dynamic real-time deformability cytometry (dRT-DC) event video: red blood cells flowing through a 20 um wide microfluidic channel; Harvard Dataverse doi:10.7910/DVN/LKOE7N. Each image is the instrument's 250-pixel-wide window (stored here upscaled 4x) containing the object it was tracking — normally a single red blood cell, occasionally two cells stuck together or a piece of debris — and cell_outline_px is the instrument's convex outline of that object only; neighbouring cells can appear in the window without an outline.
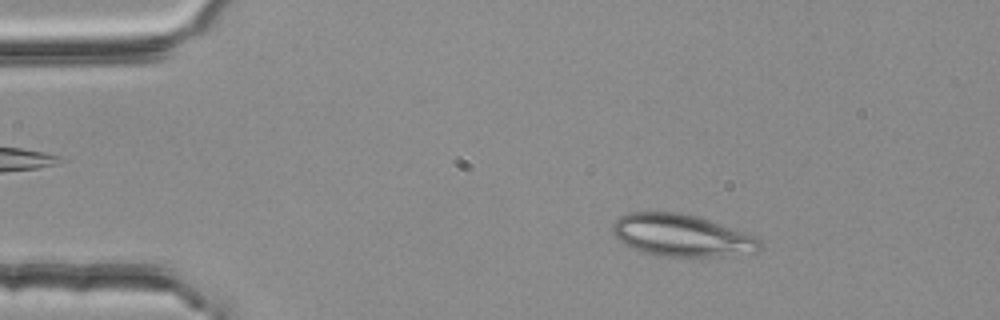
{"species": "common noctule bat (a hibernating species)", "species_latin": "Nyctalus noctula", "temperature_condition": "room temperature", "stored_images_in_passage": 3, "camera_frame_rate_fps": 3000, "um_per_image_px": 0.085, "animal": {"sex": "female", "body_mass_g": 25.1}, "frame": {"image": 1, "passage_image": 1, "time_ms": 0.0, "image_size_px": [1000, 320], "cell_outline_px": [[764, 244], [760, 252], [720, 256], [660, 256], [644, 252], [632, 248], [624, 244], [612, 236], [612, 224], [620, 216], [628, 212], [676, 212], [696, 216], [756, 236]], "centroid_in_image_um": [57.93, 20.02], "position_along_channel_um": 27.1, "area_um2": 36.24}}